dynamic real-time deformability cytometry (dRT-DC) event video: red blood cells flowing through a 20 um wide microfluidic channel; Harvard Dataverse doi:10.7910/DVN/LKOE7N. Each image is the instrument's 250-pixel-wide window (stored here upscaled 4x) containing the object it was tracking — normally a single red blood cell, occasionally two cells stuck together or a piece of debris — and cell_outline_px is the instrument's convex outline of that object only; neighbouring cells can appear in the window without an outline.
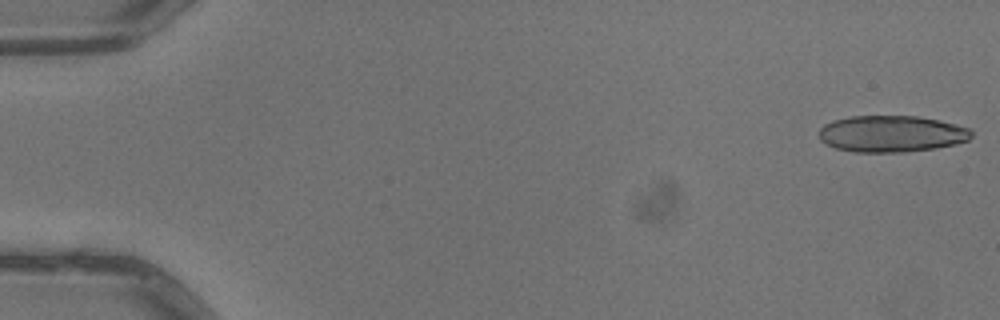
{"species": "common noctule bat (a hibernating species)", "species_latin": "Nyctalus noctula", "temperature_condition": "warm", "stored_images_in_passage": 5, "camera_frame_rate_fps": 3000, "um_per_image_px": 0.085, "animal": {"sex": "male", "body_mass_g": 13.3}, "frame": {"image": 1, "passage_image": 1, "time_ms": 0.0, "image_size_px": [1000, 320], "cell_outline_px": [[972, 136], [968, 140], [956, 144], [936, 148], [904, 152], [852, 152], [836, 148], [824, 144], [820, 140], [820, 128], [824, 124], [832, 120], [852, 116], [916, 116], [956, 124], [968, 128], [972, 132]], "centroid_in_image_um": [75.75, 11.38], "position_along_channel_um": 9.2, "area_um2": 32.54}}
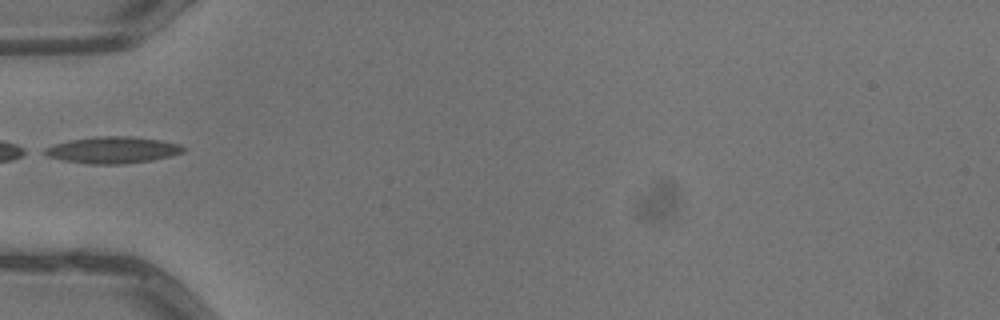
{"frame": {"image": 2, "passage_image": 5, "time_ms": 1.333, "image_size_px": [1000, 320], "cell_outline_px": [[184, 152], [172, 156], [152, 160], [124, 164], [88, 164], [64, 160], [48, 156], [40, 152], [44, 148], [56, 144], [72, 140], [96, 136], [132, 136], [160, 140], [180, 144], [184, 148]], "centroid_in_image_um": [9.59, 12.75], "position_along_channel_um": 75.4, "area_um2": 21.5}}